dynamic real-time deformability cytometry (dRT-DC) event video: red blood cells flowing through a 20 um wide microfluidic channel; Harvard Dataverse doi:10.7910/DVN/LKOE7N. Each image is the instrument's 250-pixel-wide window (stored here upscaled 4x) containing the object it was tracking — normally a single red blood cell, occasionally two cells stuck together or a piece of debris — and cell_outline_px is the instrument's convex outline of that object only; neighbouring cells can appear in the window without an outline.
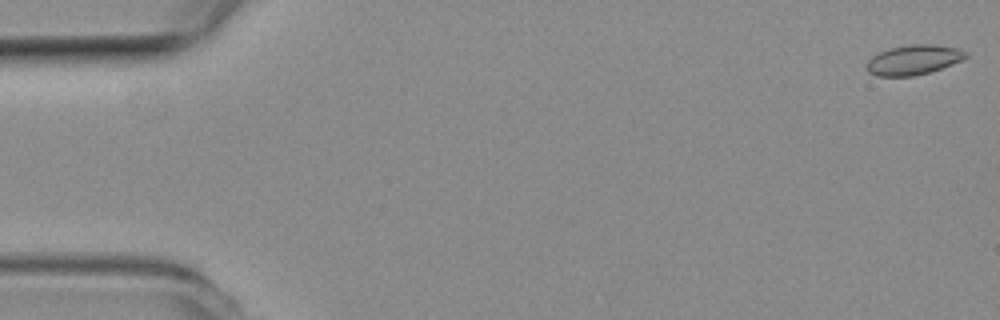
{"species": "common noctule bat (a hibernating species)", "species_latin": "Nyctalus noctula", "temperature_condition": "room temperature", "stored_images_in_passage": 55, "camera_frame_rate_fps": 3000, "um_per_image_px": 0.085, "animal": {"sex": "female", "body_mass_g": 19.3, "forearm_length_mm": 54.1}, "frame": {"image": 1, "passage_image": 1, "time_ms": 0.0, "image_size_px": [1000, 320], "cell_outline_px": [[968, 56], [964, 60], [932, 72], [916, 76], [876, 76], [868, 72], [868, 60], [872, 56], [880, 52], [892, 48], [908, 44], [932, 44], [956, 48], [968, 52]], "centroid_in_image_um": [77.71, 5.1], "position_along_channel_um": 7.3, "area_um2": 17.34}}
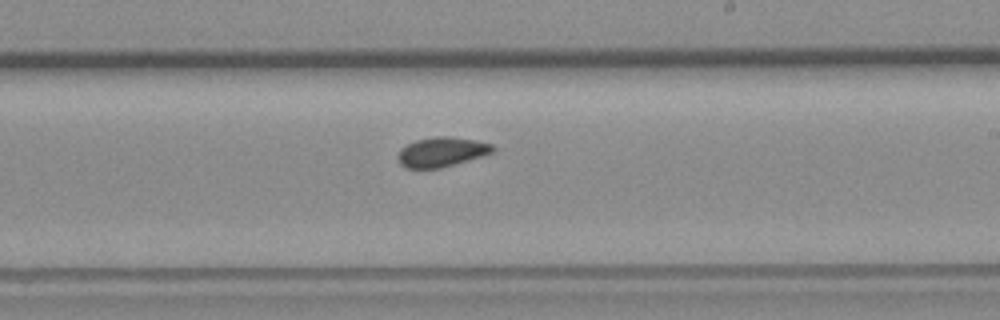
{"frame": {"image": 2, "passage_image": 32, "time_ms": 10.333, "image_size_px": [1000, 320], "cell_outline_px": [[496, 148], [492, 152], [480, 156], [440, 168], [404, 168], [400, 164], [396, 156], [400, 148], [416, 140], [436, 136], [448, 136], [476, 140], [492, 144]], "centroid_in_image_um": [37.49, 12.91], "position_along_channel_um": 251.5, "area_um2": 16.3}}
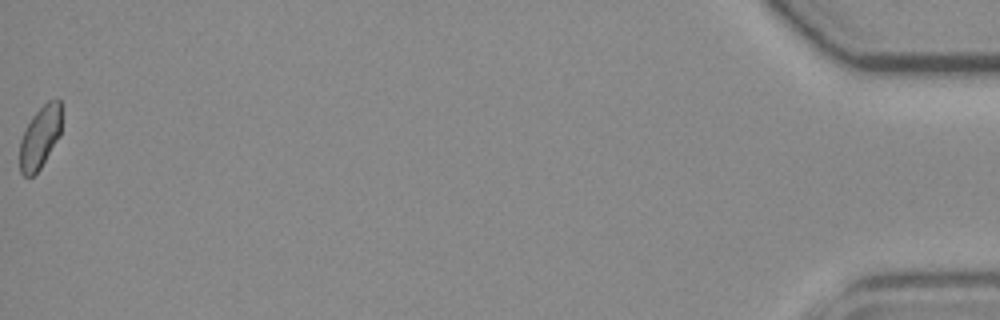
{"frame": {"image": 3, "passage_image": 55, "time_ms": 18.0, "image_size_px": [1000, 320], "cell_outline_px": [[60, 136], [40, 168], [32, 176], [24, 176], [20, 172], [20, 140], [32, 116], [48, 100], [60, 100]], "centroid_in_image_um": [3.39, 11.68], "position_along_channel_um": 431.8, "area_um2": 14.85}, "authors_computed_cell_mechanics": {"area_um2": 16.2996, "velocity_mm_per_s": 3.7552, "shape_relaxation_time_tau1_ms": 9.5255, "shape_relaxation_time_tau2_ms": 4.2281, "deformation_change_tau1": 0.0898, "deformation_change_tau2": 0.0732}}